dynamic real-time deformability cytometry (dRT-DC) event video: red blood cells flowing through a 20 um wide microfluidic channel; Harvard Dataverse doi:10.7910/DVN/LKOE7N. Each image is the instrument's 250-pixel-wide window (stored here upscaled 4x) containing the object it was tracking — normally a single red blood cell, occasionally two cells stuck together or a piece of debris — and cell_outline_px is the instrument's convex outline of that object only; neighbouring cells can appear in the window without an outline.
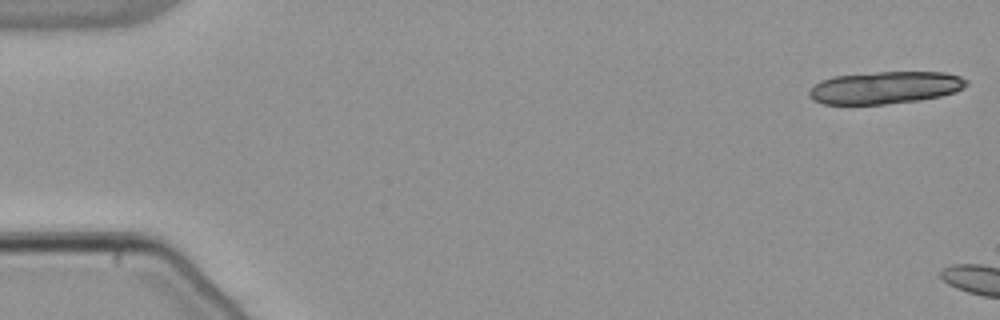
{"species": "common noctule bat (a hibernating species)", "species_latin": "Nyctalus noctula", "temperature_condition": "warm", "stored_images_in_passage": 5, "camera_frame_rate_fps": 3000, "um_per_image_px": 0.085, "animal": {"sex": "male", "body_mass_g": 21.5, "forearm_length_mm": 52.0}, "frame": {"image": 1, "passage_image": 1, "time_ms": 0.0, "image_size_px": [1000, 320], "cell_outline_px": [[968, 84], [964, 88], [956, 92], [940, 96], [920, 100], [884, 104], [824, 104], [812, 100], [808, 96], [808, 92], [820, 80], [832, 76], [876, 72], [944, 72], [960, 76], [968, 80]], "centroid_in_image_um": [75.24, 7.44], "position_along_channel_um": 9.8, "area_um2": 29.82}}